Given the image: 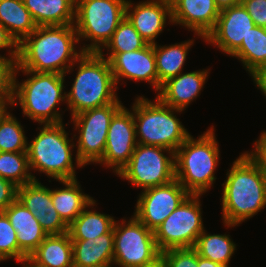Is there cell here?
Returning <instances> with one entry per match:
<instances>
[{"mask_svg": "<svg viewBox=\"0 0 266 267\" xmlns=\"http://www.w3.org/2000/svg\"><path fill=\"white\" fill-rule=\"evenodd\" d=\"M140 267H166V264L162 256H160L154 262L147 264V265L140 266Z\"/></svg>", "mask_w": 266, "mask_h": 267, "instance_id": "ee69618b", "label": "cell"}, {"mask_svg": "<svg viewBox=\"0 0 266 267\" xmlns=\"http://www.w3.org/2000/svg\"><path fill=\"white\" fill-rule=\"evenodd\" d=\"M253 144L254 150L251 152L260 160L266 171V131H263Z\"/></svg>", "mask_w": 266, "mask_h": 267, "instance_id": "ab89813d", "label": "cell"}, {"mask_svg": "<svg viewBox=\"0 0 266 267\" xmlns=\"http://www.w3.org/2000/svg\"><path fill=\"white\" fill-rule=\"evenodd\" d=\"M20 71L26 76L29 75L22 82L16 79ZM64 83L63 74L20 70L16 65L10 106L19 104L22 114L40 125L63 123L62 114L57 106L63 101L66 103L67 92H63Z\"/></svg>", "mask_w": 266, "mask_h": 267, "instance_id": "3957f363", "label": "cell"}, {"mask_svg": "<svg viewBox=\"0 0 266 267\" xmlns=\"http://www.w3.org/2000/svg\"><path fill=\"white\" fill-rule=\"evenodd\" d=\"M8 105L10 104L5 99H0V117L6 112Z\"/></svg>", "mask_w": 266, "mask_h": 267, "instance_id": "bcb514c9", "label": "cell"}, {"mask_svg": "<svg viewBox=\"0 0 266 267\" xmlns=\"http://www.w3.org/2000/svg\"><path fill=\"white\" fill-rule=\"evenodd\" d=\"M148 45L141 35L136 31L131 22L124 17L114 31L111 39L103 47L107 53L99 51L101 56L108 55L106 58L110 61L117 53L132 52L142 49ZM109 52V53H108Z\"/></svg>", "mask_w": 266, "mask_h": 267, "instance_id": "4dcf8cb0", "label": "cell"}, {"mask_svg": "<svg viewBox=\"0 0 266 267\" xmlns=\"http://www.w3.org/2000/svg\"><path fill=\"white\" fill-rule=\"evenodd\" d=\"M241 4L256 26L266 28V0H242Z\"/></svg>", "mask_w": 266, "mask_h": 267, "instance_id": "8d00e7d4", "label": "cell"}, {"mask_svg": "<svg viewBox=\"0 0 266 267\" xmlns=\"http://www.w3.org/2000/svg\"><path fill=\"white\" fill-rule=\"evenodd\" d=\"M95 205L96 200L93 199L68 226V233L70 234L71 240L95 239L110 232L114 228L116 221L114 217L93 209L89 210Z\"/></svg>", "mask_w": 266, "mask_h": 267, "instance_id": "484cf974", "label": "cell"}, {"mask_svg": "<svg viewBox=\"0 0 266 267\" xmlns=\"http://www.w3.org/2000/svg\"><path fill=\"white\" fill-rule=\"evenodd\" d=\"M0 256L4 260L23 262L28 256L19 248L16 230L4 212H0Z\"/></svg>", "mask_w": 266, "mask_h": 267, "instance_id": "836d02e7", "label": "cell"}, {"mask_svg": "<svg viewBox=\"0 0 266 267\" xmlns=\"http://www.w3.org/2000/svg\"><path fill=\"white\" fill-rule=\"evenodd\" d=\"M119 98L111 104L82 111L72 116L73 129L78 130L75 157L83 166L98 164L104 155L109 125L123 107Z\"/></svg>", "mask_w": 266, "mask_h": 267, "instance_id": "9c48e42d", "label": "cell"}, {"mask_svg": "<svg viewBox=\"0 0 266 267\" xmlns=\"http://www.w3.org/2000/svg\"><path fill=\"white\" fill-rule=\"evenodd\" d=\"M117 175L143 190L167 184L176 179L175 152L160 146L137 144L129 162Z\"/></svg>", "mask_w": 266, "mask_h": 267, "instance_id": "30bf717a", "label": "cell"}, {"mask_svg": "<svg viewBox=\"0 0 266 267\" xmlns=\"http://www.w3.org/2000/svg\"><path fill=\"white\" fill-rule=\"evenodd\" d=\"M17 199L38 219L47 235L68 232V225L59 216L51 198V189L33 180L18 187Z\"/></svg>", "mask_w": 266, "mask_h": 267, "instance_id": "2e32d148", "label": "cell"}, {"mask_svg": "<svg viewBox=\"0 0 266 267\" xmlns=\"http://www.w3.org/2000/svg\"><path fill=\"white\" fill-rule=\"evenodd\" d=\"M136 145L133 112L123 106L111 120L104 155L98 163L112 168L116 175L129 162Z\"/></svg>", "mask_w": 266, "mask_h": 267, "instance_id": "5bb4252c", "label": "cell"}, {"mask_svg": "<svg viewBox=\"0 0 266 267\" xmlns=\"http://www.w3.org/2000/svg\"><path fill=\"white\" fill-rule=\"evenodd\" d=\"M242 62L252 77L266 67V28L255 26L243 38L241 47L231 56Z\"/></svg>", "mask_w": 266, "mask_h": 267, "instance_id": "f1b7e54d", "label": "cell"}, {"mask_svg": "<svg viewBox=\"0 0 266 267\" xmlns=\"http://www.w3.org/2000/svg\"><path fill=\"white\" fill-rule=\"evenodd\" d=\"M3 212L16 230L19 248L29 257L48 235L38 219L18 199Z\"/></svg>", "mask_w": 266, "mask_h": 267, "instance_id": "44dd1931", "label": "cell"}, {"mask_svg": "<svg viewBox=\"0 0 266 267\" xmlns=\"http://www.w3.org/2000/svg\"><path fill=\"white\" fill-rule=\"evenodd\" d=\"M78 68L74 83L66 93L71 117L88 109L114 103L117 89L109 61L96 52H84L75 62Z\"/></svg>", "mask_w": 266, "mask_h": 267, "instance_id": "277c9868", "label": "cell"}, {"mask_svg": "<svg viewBox=\"0 0 266 267\" xmlns=\"http://www.w3.org/2000/svg\"><path fill=\"white\" fill-rule=\"evenodd\" d=\"M172 24H179L204 38L215 27L220 14L215 0H170Z\"/></svg>", "mask_w": 266, "mask_h": 267, "instance_id": "d6986e66", "label": "cell"}, {"mask_svg": "<svg viewBox=\"0 0 266 267\" xmlns=\"http://www.w3.org/2000/svg\"><path fill=\"white\" fill-rule=\"evenodd\" d=\"M112 265L114 266L113 263H109V264H104V265L95 266V267H112Z\"/></svg>", "mask_w": 266, "mask_h": 267, "instance_id": "7dc6e473", "label": "cell"}, {"mask_svg": "<svg viewBox=\"0 0 266 267\" xmlns=\"http://www.w3.org/2000/svg\"><path fill=\"white\" fill-rule=\"evenodd\" d=\"M22 263L23 267H44L42 265H38L30 256L27 257Z\"/></svg>", "mask_w": 266, "mask_h": 267, "instance_id": "f6af8a7d", "label": "cell"}, {"mask_svg": "<svg viewBox=\"0 0 266 267\" xmlns=\"http://www.w3.org/2000/svg\"><path fill=\"white\" fill-rule=\"evenodd\" d=\"M222 193L224 226H239L266 207V171L250 151L241 153L227 172Z\"/></svg>", "mask_w": 266, "mask_h": 267, "instance_id": "6da1fadb", "label": "cell"}, {"mask_svg": "<svg viewBox=\"0 0 266 267\" xmlns=\"http://www.w3.org/2000/svg\"><path fill=\"white\" fill-rule=\"evenodd\" d=\"M8 51L9 59H18L19 57V44L10 35L8 30L0 24V50ZM2 56V55H0Z\"/></svg>", "mask_w": 266, "mask_h": 267, "instance_id": "f35d334b", "label": "cell"}, {"mask_svg": "<svg viewBox=\"0 0 266 267\" xmlns=\"http://www.w3.org/2000/svg\"><path fill=\"white\" fill-rule=\"evenodd\" d=\"M255 86L261 90L262 94L266 98V67L252 76Z\"/></svg>", "mask_w": 266, "mask_h": 267, "instance_id": "60d3db41", "label": "cell"}, {"mask_svg": "<svg viewBox=\"0 0 266 267\" xmlns=\"http://www.w3.org/2000/svg\"><path fill=\"white\" fill-rule=\"evenodd\" d=\"M125 17L148 44H155V39L162 33L169 19L172 24L170 0H145L136 3L127 0Z\"/></svg>", "mask_w": 266, "mask_h": 267, "instance_id": "e0dca14e", "label": "cell"}, {"mask_svg": "<svg viewBox=\"0 0 266 267\" xmlns=\"http://www.w3.org/2000/svg\"><path fill=\"white\" fill-rule=\"evenodd\" d=\"M126 3L127 0H75L74 27L79 42L90 41L81 47L84 52L103 51L125 17Z\"/></svg>", "mask_w": 266, "mask_h": 267, "instance_id": "ba28073f", "label": "cell"}, {"mask_svg": "<svg viewBox=\"0 0 266 267\" xmlns=\"http://www.w3.org/2000/svg\"><path fill=\"white\" fill-rule=\"evenodd\" d=\"M190 194L154 231L160 252L193 248L203 232L200 197Z\"/></svg>", "mask_w": 266, "mask_h": 267, "instance_id": "7c38bea8", "label": "cell"}, {"mask_svg": "<svg viewBox=\"0 0 266 267\" xmlns=\"http://www.w3.org/2000/svg\"><path fill=\"white\" fill-rule=\"evenodd\" d=\"M193 248L199 256L229 267L231 257L236 250V244L228 234H208L205 229L198 236Z\"/></svg>", "mask_w": 266, "mask_h": 267, "instance_id": "f546056e", "label": "cell"}, {"mask_svg": "<svg viewBox=\"0 0 266 267\" xmlns=\"http://www.w3.org/2000/svg\"><path fill=\"white\" fill-rule=\"evenodd\" d=\"M1 261H5V260L0 256V262H1Z\"/></svg>", "mask_w": 266, "mask_h": 267, "instance_id": "c3c4849f", "label": "cell"}, {"mask_svg": "<svg viewBox=\"0 0 266 267\" xmlns=\"http://www.w3.org/2000/svg\"><path fill=\"white\" fill-rule=\"evenodd\" d=\"M64 126L63 123L41 124L37 136L27 144L30 172L44 173L56 181L77 179L74 165L84 167L77 158L75 163L72 158V150L76 147L73 140L77 135L69 139Z\"/></svg>", "mask_w": 266, "mask_h": 267, "instance_id": "8992f818", "label": "cell"}, {"mask_svg": "<svg viewBox=\"0 0 266 267\" xmlns=\"http://www.w3.org/2000/svg\"><path fill=\"white\" fill-rule=\"evenodd\" d=\"M137 144L160 146L175 152L191 135L174 115L183 110L138 96L131 106ZM175 111V112H174Z\"/></svg>", "mask_w": 266, "mask_h": 267, "instance_id": "52a82bcc", "label": "cell"}, {"mask_svg": "<svg viewBox=\"0 0 266 267\" xmlns=\"http://www.w3.org/2000/svg\"><path fill=\"white\" fill-rule=\"evenodd\" d=\"M18 187L9 180L0 177V212H3L17 199Z\"/></svg>", "mask_w": 266, "mask_h": 267, "instance_id": "74e56055", "label": "cell"}, {"mask_svg": "<svg viewBox=\"0 0 266 267\" xmlns=\"http://www.w3.org/2000/svg\"><path fill=\"white\" fill-rule=\"evenodd\" d=\"M74 25L37 26L19 44L17 66L20 70L67 75L84 51L80 48Z\"/></svg>", "mask_w": 266, "mask_h": 267, "instance_id": "7a4b0ae2", "label": "cell"}, {"mask_svg": "<svg viewBox=\"0 0 266 267\" xmlns=\"http://www.w3.org/2000/svg\"><path fill=\"white\" fill-rule=\"evenodd\" d=\"M65 187L51 189L53 206L59 216L69 226L93 200L88 194H84L77 179L58 180Z\"/></svg>", "mask_w": 266, "mask_h": 267, "instance_id": "cb8c5ba5", "label": "cell"}, {"mask_svg": "<svg viewBox=\"0 0 266 267\" xmlns=\"http://www.w3.org/2000/svg\"><path fill=\"white\" fill-rule=\"evenodd\" d=\"M113 264L119 267H140L161 256L154 231L134 215L129 220L115 221Z\"/></svg>", "mask_w": 266, "mask_h": 267, "instance_id": "8fae6325", "label": "cell"}, {"mask_svg": "<svg viewBox=\"0 0 266 267\" xmlns=\"http://www.w3.org/2000/svg\"><path fill=\"white\" fill-rule=\"evenodd\" d=\"M193 43L194 40L189 39L181 43L169 44V46H161L157 42L154 44L156 70L158 74V92L164 82L176 77L183 71L187 53L190 47L193 46Z\"/></svg>", "mask_w": 266, "mask_h": 267, "instance_id": "4316f807", "label": "cell"}, {"mask_svg": "<svg viewBox=\"0 0 266 267\" xmlns=\"http://www.w3.org/2000/svg\"><path fill=\"white\" fill-rule=\"evenodd\" d=\"M256 25L242 4L220 11L215 27L206 35L204 42L232 56Z\"/></svg>", "mask_w": 266, "mask_h": 267, "instance_id": "9a60e30c", "label": "cell"}, {"mask_svg": "<svg viewBox=\"0 0 266 267\" xmlns=\"http://www.w3.org/2000/svg\"><path fill=\"white\" fill-rule=\"evenodd\" d=\"M37 26L74 25L75 0H22Z\"/></svg>", "mask_w": 266, "mask_h": 267, "instance_id": "603a6c76", "label": "cell"}, {"mask_svg": "<svg viewBox=\"0 0 266 267\" xmlns=\"http://www.w3.org/2000/svg\"><path fill=\"white\" fill-rule=\"evenodd\" d=\"M30 257L44 267H73L70 234L48 235Z\"/></svg>", "mask_w": 266, "mask_h": 267, "instance_id": "d4e9b609", "label": "cell"}, {"mask_svg": "<svg viewBox=\"0 0 266 267\" xmlns=\"http://www.w3.org/2000/svg\"><path fill=\"white\" fill-rule=\"evenodd\" d=\"M0 24L18 44L37 28L22 0H0Z\"/></svg>", "mask_w": 266, "mask_h": 267, "instance_id": "83f0119b", "label": "cell"}, {"mask_svg": "<svg viewBox=\"0 0 266 267\" xmlns=\"http://www.w3.org/2000/svg\"><path fill=\"white\" fill-rule=\"evenodd\" d=\"M73 267H95L113 263V229L95 239L72 240Z\"/></svg>", "mask_w": 266, "mask_h": 267, "instance_id": "7402d4cb", "label": "cell"}, {"mask_svg": "<svg viewBox=\"0 0 266 267\" xmlns=\"http://www.w3.org/2000/svg\"><path fill=\"white\" fill-rule=\"evenodd\" d=\"M210 69L180 73L164 82L157 98L165 105L174 109L186 110L201 93Z\"/></svg>", "mask_w": 266, "mask_h": 267, "instance_id": "ffe728a7", "label": "cell"}, {"mask_svg": "<svg viewBox=\"0 0 266 267\" xmlns=\"http://www.w3.org/2000/svg\"><path fill=\"white\" fill-rule=\"evenodd\" d=\"M242 0H215L217 7L221 10L241 4Z\"/></svg>", "mask_w": 266, "mask_h": 267, "instance_id": "b9f144b4", "label": "cell"}, {"mask_svg": "<svg viewBox=\"0 0 266 267\" xmlns=\"http://www.w3.org/2000/svg\"><path fill=\"white\" fill-rule=\"evenodd\" d=\"M214 126L196 138L190 135L175 151L176 180L192 195H203L216 180L220 160Z\"/></svg>", "mask_w": 266, "mask_h": 267, "instance_id": "5b68a950", "label": "cell"}, {"mask_svg": "<svg viewBox=\"0 0 266 267\" xmlns=\"http://www.w3.org/2000/svg\"><path fill=\"white\" fill-rule=\"evenodd\" d=\"M18 59H9L0 56V99H5L9 104L13 98L14 71Z\"/></svg>", "mask_w": 266, "mask_h": 267, "instance_id": "d590c367", "label": "cell"}, {"mask_svg": "<svg viewBox=\"0 0 266 267\" xmlns=\"http://www.w3.org/2000/svg\"><path fill=\"white\" fill-rule=\"evenodd\" d=\"M198 267H225V266L198 255Z\"/></svg>", "mask_w": 266, "mask_h": 267, "instance_id": "7bdbcfd3", "label": "cell"}, {"mask_svg": "<svg viewBox=\"0 0 266 267\" xmlns=\"http://www.w3.org/2000/svg\"><path fill=\"white\" fill-rule=\"evenodd\" d=\"M139 195L133 215L155 231L190 193L174 179L167 184L144 189Z\"/></svg>", "mask_w": 266, "mask_h": 267, "instance_id": "4fadbf2b", "label": "cell"}, {"mask_svg": "<svg viewBox=\"0 0 266 267\" xmlns=\"http://www.w3.org/2000/svg\"><path fill=\"white\" fill-rule=\"evenodd\" d=\"M111 71L116 86L119 81L127 79L149 82L158 93V74L154 44L132 52L117 53L110 61Z\"/></svg>", "mask_w": 266, "mask_h": 267, "instance_id": "ac0fdd59", "label": "cell"}, {"mask_svg": "<svg viewBox=\"0 0 266 267\" xmlns=\"http://www.w3.org/2000/svg\"><path fill=\"white\" fill-rule=\"evenodd\" d=\"M0 177L17 187L39 180L30 172L27 152H0Z\"/></svg>", "mask_w": 266, "mask_h": 267, "instance_id": "1f68e13d", "label": "cell"}, {"mask_svg": "<svg viewBox=\"0 0 266 267\" xmlns=\"http://www.w3.org/2000/svg\"><path fill=\"white\" fill-rule=\"evenodd\" d=\"M6 110L0 117V152H27L24 127Z\"/></svg>", "mask_w": 266, "mask_h": 267, "instance_id": "d6a6232c", "label": "cell"}, {"mask_svg": "<svg viewBox=\"0 0 266 267\" xmlns=\"http://www.w3.org/2000/svg\"><path fill=\"white\" fill-rule=\"evenodd\" d=\"M166 267H198V253L194 248L169 249L161 252Z\"/></svg>", "mask_w": 266, "mask_h": 267, "instance_id": "e575fe53", "label": "cell"}]
</instances>
